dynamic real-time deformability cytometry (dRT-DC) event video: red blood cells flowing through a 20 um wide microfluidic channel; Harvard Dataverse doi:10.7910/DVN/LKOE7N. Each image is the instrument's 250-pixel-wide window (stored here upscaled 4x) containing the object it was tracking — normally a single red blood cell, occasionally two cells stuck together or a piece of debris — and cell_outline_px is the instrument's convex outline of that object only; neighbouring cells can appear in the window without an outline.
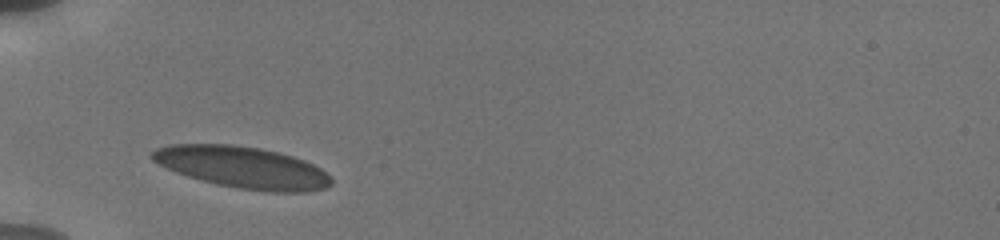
{"species": "human", "species_latin": "Homo sapiens", "temperature_condition": "cold", "stored_images_in_passage": 2, "camera_frame_rate_fps": 3000, "um_per_image_px": 0.085, "donor": {"sex": "male"}, "frame": {"image": 1, "passage_image": 1, "time_ms": 0.0, "image_size_px": [1000, 240], "cell_outline_px": [[332, 184], [324, 188], [308, 192], [268, 192], [240, 188], [216, 184], [188, 176], [176, 172], [152, 160], [148, 156], [156, 148], [172, 144], [232, 144], [260, 148], [292, 156], [304, 160], [320, 168], [332, 180]], "centroid_in_image_um": [20.6, 14.22], "position_along_channel_um": 64.4, "area_um2": 43.23}}